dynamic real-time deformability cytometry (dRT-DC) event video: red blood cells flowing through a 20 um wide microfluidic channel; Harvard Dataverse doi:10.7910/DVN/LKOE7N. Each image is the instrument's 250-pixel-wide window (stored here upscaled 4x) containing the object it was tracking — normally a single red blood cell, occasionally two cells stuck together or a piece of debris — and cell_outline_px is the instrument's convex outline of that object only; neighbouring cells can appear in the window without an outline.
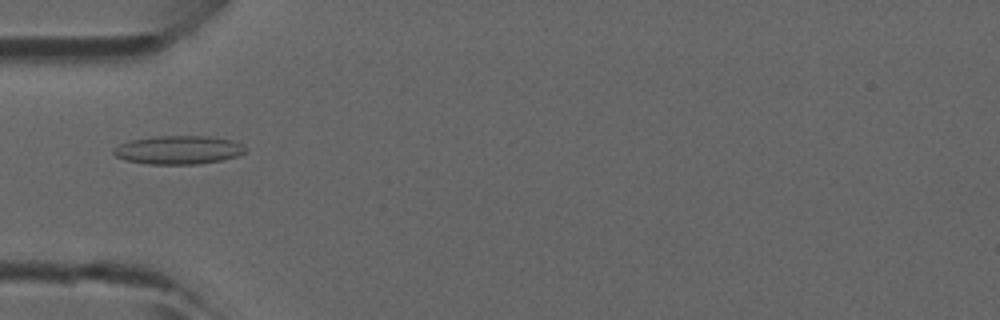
{"species": "common noctule bat (a hibernating species)", "species_latin": "Nyctalus noctula", "temperature_condition": "room temperature", "stored_images_in_passage": 4, "camera_frame_rate_fps": 3000, "um_per_image_px": 0.085, "animal": {"sex": "male", "forearm_length_mm": 52.5}, "frame": {"image": 1, "passage_image": 4, "time_ms": 1.0, "image_size_px": [1000, 320], "cell_outline_px": [[248, 148], [244, 152], [236, 156], [220, 160], [196, 164], [148, 164], [124, 160], [116, 156], [112, 152], [112, 148], [128, 140], [152, 136], [208, 136], [232, 140], [244, 144]], "centroid_in_image_um": [15.14, 12.73], "position_along_channel_um": 69.9, "area_um2": 22.08}}